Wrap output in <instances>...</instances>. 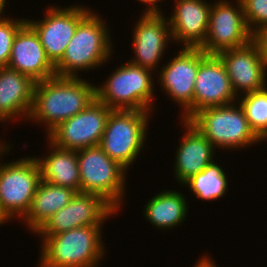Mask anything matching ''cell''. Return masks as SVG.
<instances>
[{
    "mask_svg": "<svg viewBox=\"0 0 267 267\" xmlns=\"http://www.w3.org/2000/svg\"><path fill=\"white\" fill-rule=\"evenodd\" d=\"M156 73L128 60L111 72L105 82L96 85V99L112 110L153 112ZM153 75V76H152Z\"/></svg>",
    "mask_w": 267,
    "mask_h": 267,
    "instance_id": "277c9868",
    "label": "cell"
},
{
    "mask_svg": "<svg viewBox=\"0 0 267 267\" xmlns=\"http://www.w3.org/2000/svg\"><path fill=\"white\" fill-rule=\"evenodd\" d=\"M111 111L106 104L96 99L83 111L59 123L45 135L46 139L59 148L69 150L97 146Z\"/></svg>",
    "mask_w": 267,
    "mask_h": 267,
    "instance_id": "7c38bea8",
    "label": "cell"
},
{
    "mask_svg": "<svg viewBox=\"0 0 267 267\" xmlns=\"http://www.w3.org/2000/svg\"><path fill=\"white\" fill-rule=\"evenodd\" d=\"M85 80L55 75L36 82L30 123L44 124L47 135L59 123L87 108L96 100V84Z\"/></svg>",
    "mask_w": 267,
    "mask_h": 267,
    "instance_id": "6da1fadb",
    "label": "cell"
},
{
    "mask_svg": "<svg viewBox=\"0 0 267 267\" xmlns=\"http://www.w3.org/2000/svg\"><path fill=\"white\" fill-rule=\"evenodd\" d=\"M167 17L174 44L179 47H200L208 33L210 8L207 0H175ZM181 43V44H180Z\"/></svg>",
    "mask_w": 267,
    "mask_h": 267,
    "instance_id": "e0dca14e",
    "label": "cell"
},
{
    "mask_svg": "<svg viewBox=\"0 0 267 267\" xmlns=\"http://www.w3.org/2000/svg\"><path fill=\"white\" fill-rule=\"evenodd\" d=\"M152 113L143 110L110 112L99 146L109 158L118 162L127 171L135 164L146 145Z\"/></svg>",
    "mask_w": 267,
    "mask_h": 267,
    "instance_id": "52a82bcc",
    "label": "cell"
},
{
    "mask_svg": "<svg viewBox=\"0 0 267 267\" xmlns=\"http://www.w3.org/2000/svg\"><path fill=\"white\" fill-rule=\"evenodd\" d=\"M103 225L83 226L51 236H39L38 267H99L106 256Z\"/></svg>",
    "mask_w": 267,
    "mask_h": 267,
    "instance_id": "3957f363",
    "label": "cell"
},
{
    "mask_svg": "<svg viewBox=\"0 0 267 267\" xmlns=\"http://www.w3.org/2000/svg\"><path fill=\"white\" fill-rule=\"evenodd\" d=\"M217 55L227 70L237 97L267 87V65L254 39L247 45L224 50Z\"/></svg>",
    "mask_w": 267,
    "mask_h": 267,
    "instance_id": "9a60e30c",
    "label": "cell"
},
{
    "mask_svg": "<svg viewBox=\"0 0 267 267\" xmlns=\"http://www.w3.org/2000/svg\"><path fill=\"white\" fill-rule=\"evenodd\" d=\"M163 12H142L133 28V57L129 62L156 71L166 48L173 43L171 28ZM166 16V17H165ZM158 68V69H157Z\"/></svg>",
    "mask_w": 267,
    "mask_h": 267,
    "instance_id": "5bb4252c",
    "label": "cell"
},
{
    "mask_svg": "<svg viewBox=\"0 0 267 267\" xmlns=\"http://www.w3.org/2000/svg\"><path fill=\"white\" fill-rule=\"evenodd\" d=\"M4 14H0V67L8 65L16 33L26 23L25 18L15 19Z\"/></svg>",
    "mask_w": 267,
    "mask_h": 267,
    "instance_id": "484cf974",
    "label": "cell"
},
{
    "mask_svg": "<svg viewBox=\"0 0 267 267\" xmlns=\"http://www.w3.org/2000/svg\"><path fill=\"white\" fill-rule=\"evenodd\" d=\"M45 8L43 19L26 18V22L38 34L50 62L55 66L63 57L78 24L92 11L83 5Z\"/></svg>",
    "mask_w": 267,
    "mask_h": 267,
    "instance_id": "9c48e42d",
    "label": "cell"
},
{
    "mask_svg": "<svg viewBox=\"0 0 267 267\" xmlns=\"http://www.w3.org/2000/svg\"><path fill=\"white\" fill-rule=\"evenodd\" d=\"M107 26L106 20L92 9L78 24L62 59L55 65L56 76L83 77L80 72L97 70L110 61L114 43Z\"/></svg>",
    "mask_w": 267,
    "mask_h": 267,
    "instance_id": "7a4b0ae2",
    "label": "cell"
},
{
    "mask_svg": "<svg viewBox=\"0 0 267 267\" xmlns=\"http://www.w3.org/2000/svg\"><path fill=\"white\" fill-rule=\"evenodd\" d=\"M228 176L217 160L210 163L206 168L192 176L182 187L189 188L192 195L204 201H215L226 197L228 192Z\"/></svg>",
    "mask_w": 267,
    "mask_h": 267,
    "instance_id": "cb8c5ba5",
    "label": "cell"
},
{
    "mask_svg": "<svg viewBox=\"0 0 267 267\" xmlns=\"http://www.w3.org/2000/svg\"><path fill=\"white\" fill-rule=\"evenodd\" d=\"M185 133L181 136V141L176 146V154L174 158V178L176 182L183 185L192 176L196 175L216 157V149L203 136V134L193 126L188 120L181 119Z\"/></svg>",
    "mask_w": 267,
    "mask_h": 267,
    "instance_id": "d6986e66",
    "label": "cell"
},
{
    "mask_svg": "<svg viewBox=\"0 0 267 267\" xmlns=\"http://www.w3.org/2000/svg\"><path fill=\"white\" fill-rule=\"evenodd\" d=\"M35 84L36 82L28 75L7 66L0 67L1 124L10 122L13 118V121L28 120L33 105Z\"/></svg>",
    "mask_w": 267,
    "mask_h": 267,
    "instance_id": "ffe728a7",
    "label": "cell"
},
{
    "mask_svg": "<svg viewBox=\"0 0 267 267\" xmlns=\"http://www.w3.org/2000/svg\"><path fill=\"white\" fill-rule=\"evenodd\" d=\"M140 3L145 4V9L142 10L143 12H162L160 5L158 6L159 2L163 0H138Z\"/></svg>",
    "mask_w": 267,
    "mask_h": 267,
    "instance_id": "f1b7e54d",
    "label": "cell"
},
{
    "mask_svg": "<svg viewBox=\"0 0 267 267\" xmlns=\"http://www.w3.org/2000/svg\"><path fill=\"white\" fill-rule=\"evenodd\" d=\"M227 70L217 54H206L200 48V65L197 72L192 116L202 109L236 102Z\"/></svg>",
    "mask_w": 267,
    "mask_h": 267,
    "instance_id": "2e32d148",
    "label": "cell"
},
{
    "mask_svg": "<svg viewBox=\"0 0 267 267\" xmlns=\"http://www.w3.org/2000/svg\"><path fill=\"white\" fill-rule=\"evenodd\" d=\"M118 212L100 195L77 192L71 201L53 214L36 232L37 236H51L83 226L104 225Z\"/></svg>",
    "mask_w": 267,
    "mask_h": 267,
    "instance_id": "4fadbf2b",
    "label": "cell"
},
{
    "mask_svg": "<svg viewBox=\"0 0 267 267\" xmlns=\"http://www.w3.org/2000/svg\"><path fill=\"white\" fill-rule=\"evenodd\" d=\"M77 192L71 188L52 185L40 180L31 206L21 221L35 233L57 211L68 205Z\"/></svg>",
    "mask_w": 267,
    "mask_h": 267,
    "instance_id": "603a6c76",
    "label": "cell"
},
{
    "mask_svg": "<svg viewBox=\"0 0 267 267\" xmlns=\"http://www.w3.org/2000/svg\"><path fill=\"white\" fill-rule=\"evenodd\" d=\"M246 25L254 36L267 27V0H241Z\"/></svg>",
    "mask_w": 267,
    "mask_h": 267,
    "instance_id": "4316f807",
    "label": "cell"
},
{
    "mask_svg": "<svg viewBox=\"0 0 267 267\" xmlns=\"http://www.w3.org/2000/svg\"><path fill=\"white\" fill-rule=\"evenodd\" d=\"M47 143L48 154L35 157L40 166L41 180L80 192L77 150L59 148L48 139Z\"/></svg>",
    "mask_w": 267,
    "mask_h": 267,
    "instance_id": "44dd1931",
    "label": "cell"
},
{
    "mask_svg": "<svg viewBox=\"0 0 267 267\" xmlns=\"http://www.w3.org/2000/svg\"><path fill=\"white\" fill-rule=\"evenodd\" d=\"M253 39L258 43L262 53V57L267 65V27L257 32L253 36Z\"/></svg>",
    "mask_w": 267,
    "mask_h": 267,
    "instance_id": "83f0119b",
    "label": "cell"
},
{
    "mask_svg": "<svg viewBox=\"0 0 267 267\" xmlns=\"http://www.w3.org/2000/svg\"><path fill=\"white\" fill-rule=\"evenodd\" d=\"M7 3H8L7 0H0V14H3V12L6 11L5 7H7V5H6Z\"/></svg>",
    "mask_w": 267,
    "mask_h": 267,
    "instance_id": "4dcf8cb0",
    "label": "cell"
},
{
    "mask_svg": "<svg viewBox=\"0 0 267 267\" xmlns=\"http://www.w3.org/2000/svg\"><path fill=\"white\" fill-rule=\"evenodd\" d=\"M217 150H242L261 140L251 130L244 111L236 101L209 107L195 113L189 120ZM229 149V150H228Z\"/></svg>",
    "mask_w": 267,
    "mask_h": 267,
    "instance_id": "8992f818",
    "label": "cell"
},
{
    "mask_svg": "<svg viewBox=\"0 0 267 267\" xmlns=\"http://www.w3.org/2000/svg\"><path fill=\"white\" fill-rule=\"evenodd\" d=\"M186 196L182 192L163 189L150 197L144 204L143 215L151 225L165 231H169L184 223L187 219L189 205Z\"/></svg>",
    "mask_w": 267,
    "mask_h": 267,
    "instance_id": "7402d4cb",
    "label": "cell"
},
{
    "mask_svg": "<svg viewBox=\"0 0 267 267\" xmlns=\"http://www.w3.org/2000/svg\"><path fill=\"white\" fill-rule=\"evenodd\" d=\"M77 160L80 192L100 195L119 212L125 204L128 171L109 158L99 145L77 150Z\"/></svg>",
    "mask_w": 267,
    "mask_h": 267,
    "instance_id": "ba28073f",
    "label": "cell"
},
{
    "mask_svg": "<svg viewBox=\"0 0 267 267\" xmlns=\"http://www.w3.org/2000/svg\"><path fill=\"white\" fill-rule=\"evenodd\" d=\"M7 67L30 76L35 82L56 75L38 34L27 22L16 33Z\"/></svg>",
    "mask_w": 267,
    "mask_h": 267,
    "instance_id": "ac0fdd59",
    "label": "cell"
},
{
    "mask_svg": "<svg viewBox=\"0 0 267 267\" xmlns=\"http://www.w3.org/2000/svg\"><path fill=\"white\" fill-rule=\"evenodd\" d=\"M206 255H201L193 267H219L215 264V260H213V258L211 259L208 254Z\"/></svg>",
    "mask_w": 267,
    "mask_h": 267,
    "instance_id": "f546056e",
    "label": "cell"
},
{
    "mask_svg": "<svg viewBox=\"0 0 267 267\" xmlns=\"http://www.w3.org/2000/svg\"><path fill=\"white\" fill-rule=\"evenodd\" d=\"M168 63L157 71L156 79L167 98L182 109L180 119L192 117V102L197 72L200 65V47H181Z\"/></svg>",
    "mask_w": 267,
    "mask_h": 267,
    "instance_id": "30bf717a",
    "label": "cell"
},
{
    "mask_svg": "<svg viewBox=\"0 0 267 267\" xmlns=\"http://www.w3.org/2000/svg\"><path fill=\"white\" fill-rule=\"evenodd\" d=\"M8 142L4 140V142H2V140L0 139V152L8 145Z\"/></svg>",
    "mask_w": 267,
    "mask_h": 267,
    "instance_id": "d6a6232c",
    "label": "cell"
},
{
    "mask_svg": "<svg viewBox=\"0 0 267 267\" xmlns=\"http://www.w3.org/2000/svg\"><path fill=\"white\" fill-rule=\"evenodd\" d=\"M8 221V219L0 212V226L5 225Z\"/></svg>",
    "mask_w": 267,
    "mask_h": 267,
    "instance_id": "1f68e13d",
    "label": "cell"
},
{
    "mask_svg": "<svg viewBox=\"0 0 267 267\" xmlns=\"http://www.w3.org/2000/svg\"><path fill=\"white\" fill-rule=\"evenodd\" d=\"M212 2L207 37L200 48L206 54L242 47L253 40L243 13L241 0ZM235 3V4H234Z\"/></svg>",
    "mask_w": 267,
    "mask_h": 267,
    "instance_id": "8fae6325",
    "label": "cell"
},
{
    "mask_svg": "<svg viewBox=\"0 0 267 267\" xmlns=\"http://www.w3.org/2000/svg\"><path fill=\"white\" fill-rule=\"evenodd\" d=\"M13 146L10 142L0 152V212L10 223L27 214L41 180L40 166L34 155L8 162L3 160Z\"/></svg>",
    "mask_w": 267,
    "mask_h": 267,
    "instance_id": "5b68a950",
    "label": "cell"
},
{
    "mask_svg": "<svg viewBox=\"0 0 267 267\" xmlns=\"http://www.w3.org/2000/svg\"><path fill=\"white\" fill-rule=\"evenodd\" d=\"M239 97L237 102L243 109L251 130L262 142H267V87Z\"/></svg>",
    "mask_w": 267,
    "mask_h": 267,
    "instance_id": "d4e9b609",
    "label": "cell"
}]
</instances>
